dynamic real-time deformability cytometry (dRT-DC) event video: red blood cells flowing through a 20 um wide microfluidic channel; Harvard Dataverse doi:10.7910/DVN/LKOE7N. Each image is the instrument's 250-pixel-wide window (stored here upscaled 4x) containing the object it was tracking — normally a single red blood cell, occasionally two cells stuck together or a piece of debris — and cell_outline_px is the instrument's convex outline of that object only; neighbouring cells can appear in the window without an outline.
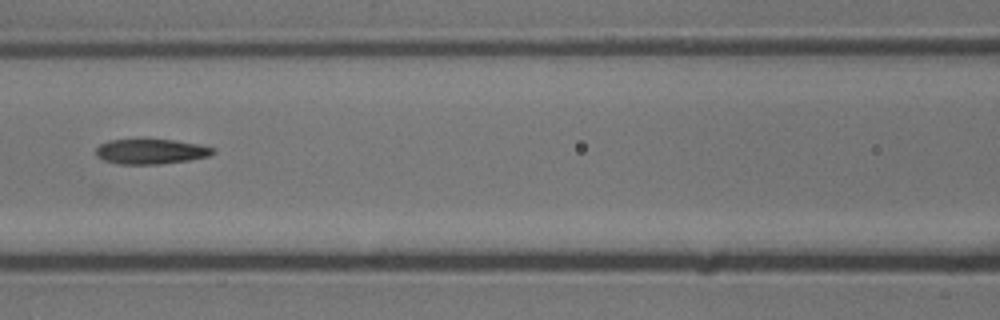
{"species": "common noctule bat (a hibernating species)", "species_latin": "Nyctalus noctula", "temperature_condition": "cold", "stored_images_in_passage": 6, "camera_frame_rate_fps": 3000, "um_per_image_px": 0.085, "animal": {"sex": "male", "body_mass_g": 13.3}, "frame": {"image": 1, "passage_image": 6, "time_ms": 1.667, "image_size_px": [1000, 320], "cell_outline_px": [[216, 152], [208, 156], [188, 160], [160, 164], [116, 164], [104, 160], [96, 156], [96, 148], [100, 144], [108, 140], [172, 140], [200, 144], [212, 148]], "centroid_in_image_um": [12.8, 12.88], "position_along_channel_um": 153.8, "area_um2": 16.94}}